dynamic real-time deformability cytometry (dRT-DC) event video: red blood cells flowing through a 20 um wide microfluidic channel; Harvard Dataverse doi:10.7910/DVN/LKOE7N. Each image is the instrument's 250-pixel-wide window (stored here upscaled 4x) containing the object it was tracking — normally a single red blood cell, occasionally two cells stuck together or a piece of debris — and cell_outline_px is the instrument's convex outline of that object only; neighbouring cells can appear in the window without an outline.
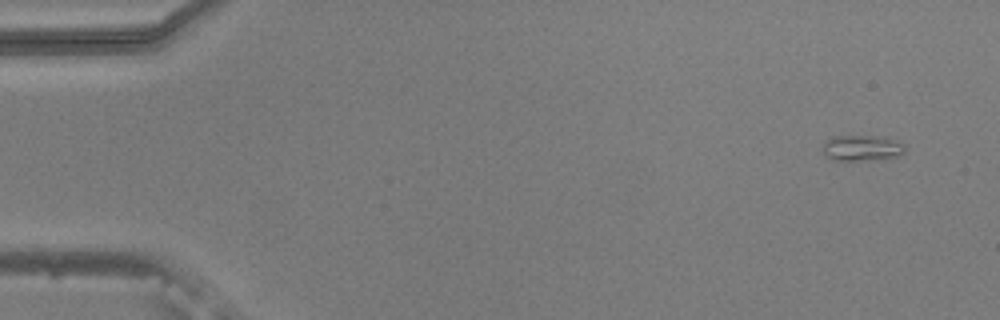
{"species": "common noctule bat (a hibernating species)", "species_latin": "Nyctalus noctula", "temperature_condition": "warm", "stored_images_in_passage": 4, "camera_frame_rate_fps": 3000, "um_per_image_px": 0.085, "animal": {"sex": "male", "body_mass_g": 20.5, "forearm_length_mm": 52.5}, "frame": {"image": 1, "passage_image": 1, "time_ms": 0.0, "image_size_px": [1000, 320], "cell_outline_px": [[904, 152], [896, 156], [864, 160], [832, 160], [824, 152], [824, 140], [832, 136], [884, 136], [904, 144]], "centroid_in_image_um": [73.24, 12.56], "position_along_channel_um": 11.8, "area_um2": 12.14}}